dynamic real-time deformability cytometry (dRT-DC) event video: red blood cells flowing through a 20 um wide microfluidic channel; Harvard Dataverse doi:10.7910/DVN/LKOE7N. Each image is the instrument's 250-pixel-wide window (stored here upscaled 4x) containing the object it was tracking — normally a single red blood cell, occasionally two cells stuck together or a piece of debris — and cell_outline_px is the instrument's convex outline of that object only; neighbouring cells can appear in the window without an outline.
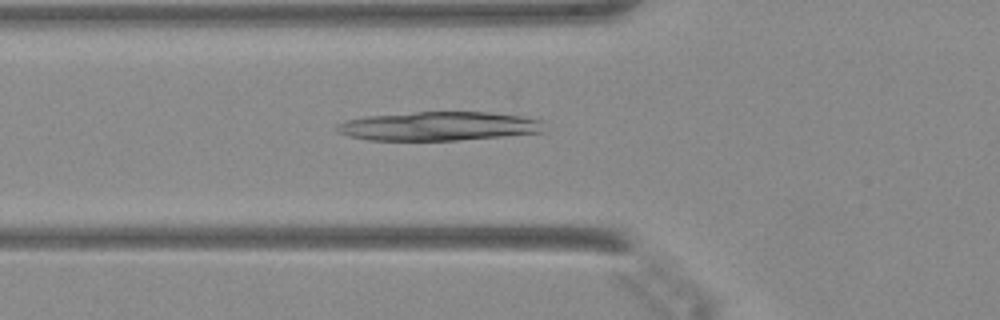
{"species": "Egyptian fruit bat (a non-hibernating species)", "species_latin": "Rousettus aegyptiacus", "temperature_condition": "warm", "stored_images_in_passage": 34, "camera_frame_rate_fps": 3000, "um_per_image_px": 0.085, "animal": {"sex": "female"}, "frame": {"image": 1, "passage_image": 4, "time_ms": 1.0, "image_size_px": [1000, 320], "cell_outline_px": [[544, 132], [456, 140], [368, 140], [348, 136], [336, 132], [336, 124], [348, 120], [368, 116], [416, 112], [488, 112], [524, 116], [540, 120]], "centroid_in_image_um": [37.25, 10.72], "position_along_channel_um": 88.5, "area_um2": 34.68}}
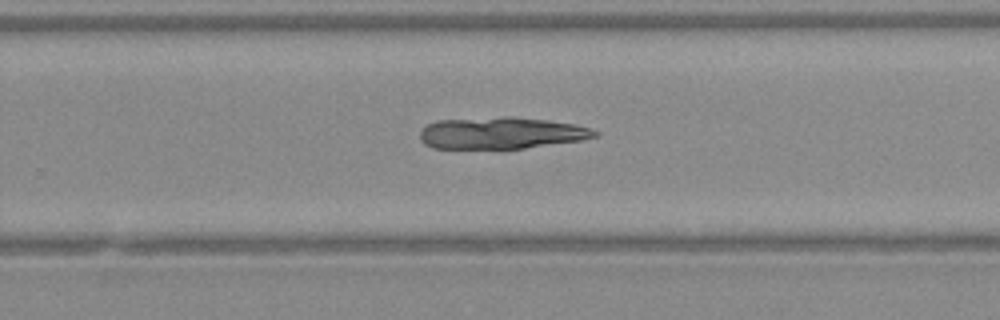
{"frame": {"image": 2, "passage_image": 18, "time_ms": 5.667, "image_size_px": [1000, 320], "cell_outline_px": [[600, 132], [596, 136], [584, 140], [504, 152], [432, 148], [424, 144], [420, 140], [420, 132], [428, 124], [436, 120], [504, 116], [516, 116], [548, 120], [576, 124], [592, 128]], "centroid_in_image_um": [42.62, 11.36], "position_along_channel_um": 287.2, "area_um2": 34.28}}
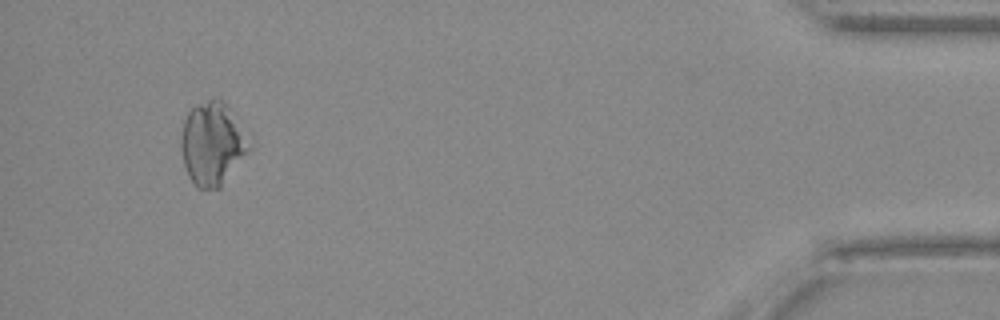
{"frame": {"image": 3, "passage_image": 32, "time_ms": 10.333, "image_size_px": [1000, 320], "cell_outline_px": [[252, 148], [220, 188], [196, 188], [188, 176], [184, 164], [180, 148], [180, 140], [184, 120], [188, 112], [192, 108], [212, 96], [216, 96], [224, 100], [252, 144]], "centroid_in_image_um": [18.05, 12.2], "position_along_channel_um": 417.2, "area_um2": 33.23}}